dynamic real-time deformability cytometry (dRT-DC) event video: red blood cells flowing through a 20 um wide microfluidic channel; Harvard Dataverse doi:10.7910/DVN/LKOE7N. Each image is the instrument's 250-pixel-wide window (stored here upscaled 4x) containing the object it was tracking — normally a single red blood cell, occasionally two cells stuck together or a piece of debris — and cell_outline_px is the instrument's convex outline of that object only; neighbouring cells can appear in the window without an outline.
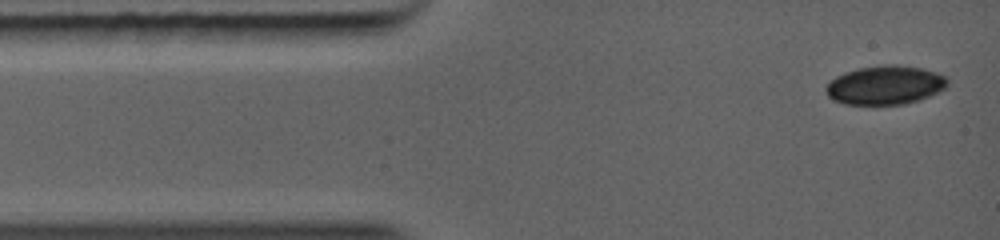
{"species": "common noctule bat (a hibernating species)", "species_latin": "Nyctalus noctula", "temperature_condition": "warm", "stored_images_in_passage": 4, "camera_frame_rate_fps": 5000, "um_per_image_px": 0.085, "animal": {"sex": "female", "body_mass_g": 19.0, "forearm_length_mm": 56.7}, "frame": {"image": 1, "passage_image": 1, "time_ms": 0.0, "image_size_px": [1000, 240], "cell_outline_px": [[948, 84], [944, 88], [928, 96], [904, 104], [844, 104], [832, 100], [828, 96], [824, 88], [836, 76], [844, 72], [860, 68], [888, 64], [896, 64], [924, 68], [936, 72], [944, 76], [948, 80]], "centroid_in_image_um": [75.22, 7.22], "position_along_channel_um": 9.8, "area_um2": 27.4}}
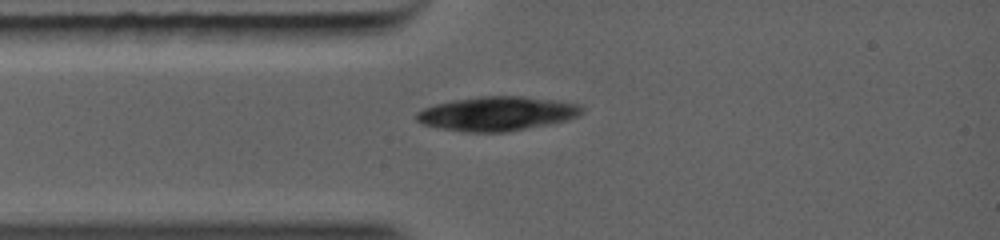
{"frame": {"image": 2, "passage_image": 4, "time_ms": 2.0, "image_size_px": [1000, 240], "cell_outline_px": [[584, 112], [568, 120], [552, 124], [508, 132], [468, 132], [440, 128], [424, 124], [416, 120], [416, 112], [424, 108], [436, 104], [452, 100], [480, 96], [520, 96], [560, 100], [580, 104], [584, 108]], "centroid_in_image_um": [42.31, 9.65], "position_along_channel_um": 42.7, "area_um2": 33.23}}